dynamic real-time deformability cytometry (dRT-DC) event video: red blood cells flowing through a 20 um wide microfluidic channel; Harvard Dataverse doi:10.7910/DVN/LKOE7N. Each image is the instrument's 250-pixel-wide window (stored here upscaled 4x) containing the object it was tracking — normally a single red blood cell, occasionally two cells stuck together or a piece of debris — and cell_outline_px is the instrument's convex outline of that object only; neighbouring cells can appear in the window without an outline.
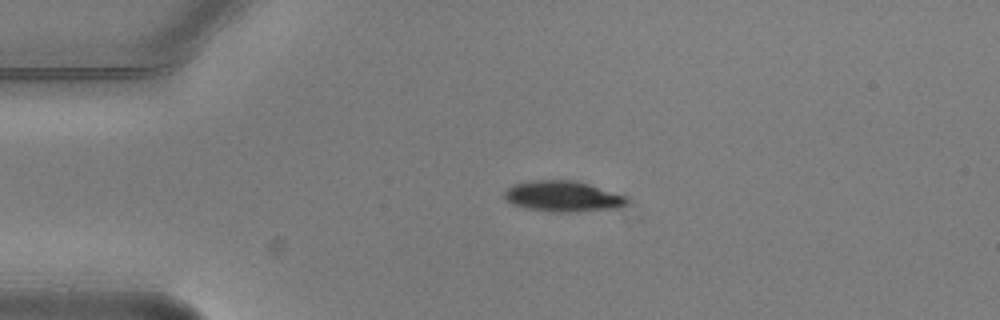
{"species": "common noctule bat (a hibernating species)", "species_latin": "Nyctalus noctula", "temperature_condition": "warm", "stored_images_in_passage": 2, "camera_frame_rate_fps": 3000, "um_per_image_px": 0.085, "animal": {"sex": "male", "body_mass_g": 20.5, "forearm_length_mm": 52.5}, "frame": {"image": 1, "passage_image": 1, "time_ms": 0.0, "image_size_px": [1000, 320], "cell_outline_px": [[624, 204], [616, 208], [568, 212], [560, 212], [528, 208], [512, 204], [504, 196], [504, 192], [512, 184], [532, 180], [576, 180], [624, 196]], "centroid_in_image_um": [47.76, 16.67], "position_along_channel_um": 37.2, "area_um2": 21.33}}